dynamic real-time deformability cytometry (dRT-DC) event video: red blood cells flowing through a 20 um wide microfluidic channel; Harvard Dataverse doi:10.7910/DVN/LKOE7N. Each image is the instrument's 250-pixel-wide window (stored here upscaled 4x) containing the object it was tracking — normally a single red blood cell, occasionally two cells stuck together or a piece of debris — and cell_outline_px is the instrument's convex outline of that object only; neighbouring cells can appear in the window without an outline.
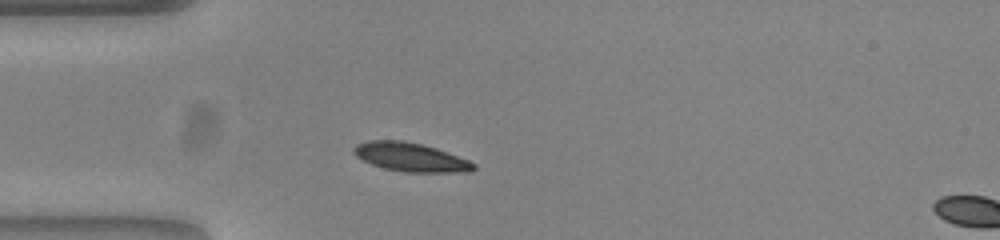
{"species": "common noctule bat (a hibernating species)", "species_latin": "Nyctalus noctula", "temperature_condition": "warm", "stored_images_in_passage": 3, "camera_frame_rate_fps": 3000, "um_per_image_px": 0.085, "animal": {"sex": "female", "body_mass_g": 23.0, "forearm_length_mm": 53.4}, "frame": {"image": 1, "passage_image": 1, "time_ms": 0.0, "image_size_px": [1000, 240], "cell_outline_px": [[476, 168], [472, 172], [404, 172], [384, 168], [372, 164], [356, 156], [352, 152], [352, 148], [356, 144], [368, 140], [404, 140], [436, 148], [468, 160], [476, 164]], "centroid_in_image_um": [34.89, 13.35], "position_along_channel_um": 50.1, "area_um2": 20.11}}